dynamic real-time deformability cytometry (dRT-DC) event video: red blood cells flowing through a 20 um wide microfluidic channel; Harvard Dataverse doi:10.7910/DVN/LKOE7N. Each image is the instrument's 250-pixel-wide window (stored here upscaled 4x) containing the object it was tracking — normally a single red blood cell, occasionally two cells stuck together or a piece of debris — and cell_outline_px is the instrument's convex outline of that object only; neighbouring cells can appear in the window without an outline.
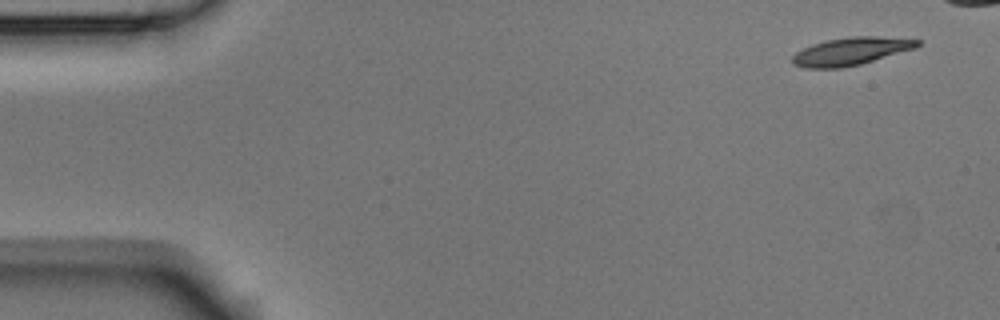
{"species": "Egyptian fruit bat (a non-hibernating species)", "species_latin": "Rousettus aegyptiacus", "temperature_condition": "room temperature", "stored_images_in_passage": 8, "camera_frame_rate_fps": 3000, "um_per_image_px": 0.085, "animal": {"sex": "male"}, "frame": {"image": 1, "passage_image": 1, "time_ms": 0.0, "image_size_px": [1000, 320], "cell_outline_px": [[920, 44], [916, 48], [860, 64], [840, 68], [804, 68], [796, 64], [792, 60], [792, 56], [796, 52], [812, 44], [828, 40], [848, 36], [876, 36], [920, 40]], "centroid_in_image_um": [72.33, 4.35], "position_along_channel_um": 12.7, "area_um2": 20.0}}
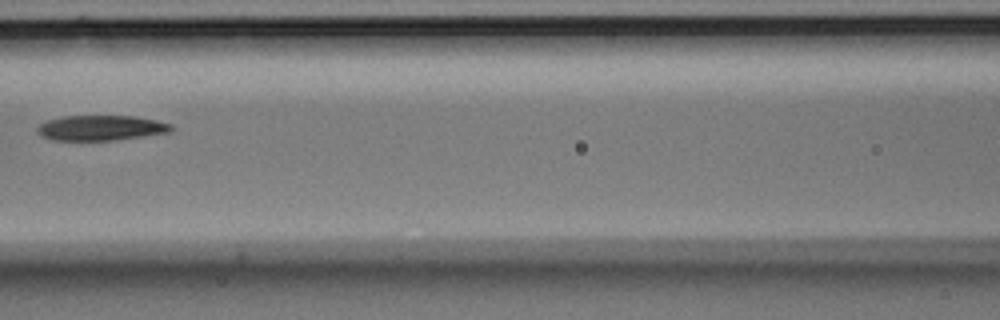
{"frame": {"image": 2, "passage_image": 7, "time_ms": 2.0, "image_size_px": [1000, 320], "cell_outline_px": [[172, 128], [168, 132], [144, 136], [116, 140], [52, 140], [36, 132], [36, 128], [40, 124], [48, 120], [64, 116], [132, 116], [156, 120], [172, 124]], "centroid_in_image_um": [8.56, 10.87], "position_along_channel_um": 158.0, "area_um2": 19.48}}
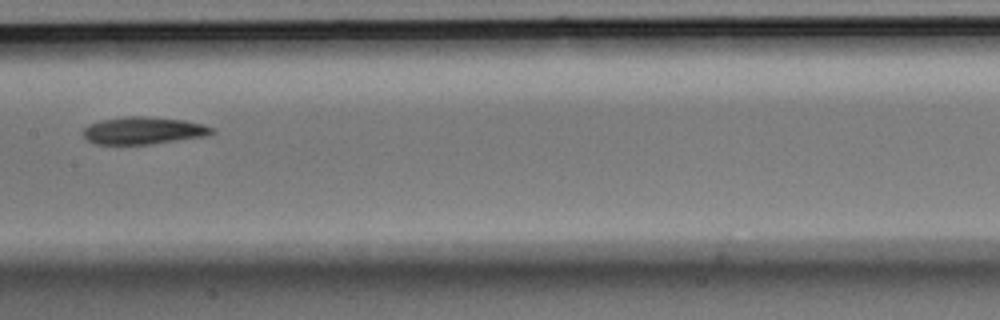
{"frame": {"image": 3, "passage_image": 8, "time_ms": 2.333, "image_size_px": [1000, 320], "cell_outline_px": [[216, 132], [208, 136], [148, 144], [96, 144], [88, 140], [84, 136], [84, 128], [88, 124], [100, 120], [124, 116], [148, 116], [184, 120], [204, 124], [212, 128]], "centroid_in_image_um": [12.21, 11.09], "position_along_channel_um": 195.2, "area_um2": 20.58}}